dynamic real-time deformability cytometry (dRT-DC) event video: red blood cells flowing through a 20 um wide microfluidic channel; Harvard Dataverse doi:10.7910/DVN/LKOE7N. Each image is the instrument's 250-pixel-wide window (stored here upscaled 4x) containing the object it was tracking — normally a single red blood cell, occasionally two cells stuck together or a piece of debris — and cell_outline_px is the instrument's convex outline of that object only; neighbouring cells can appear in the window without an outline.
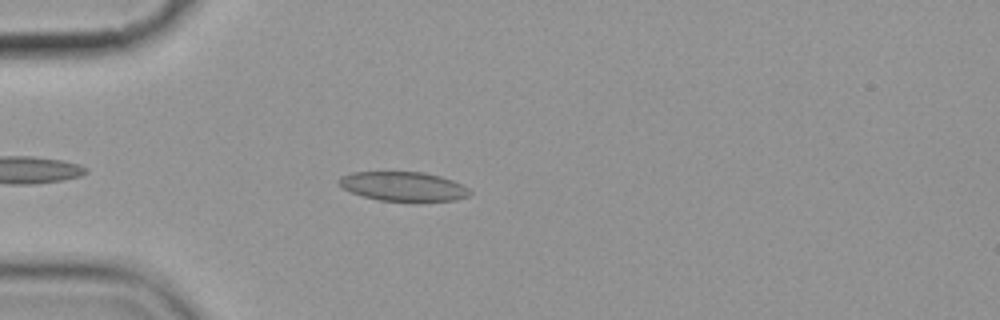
{"species": "common noctule bat (a hibernating species)", "species_latin": "Nyctalus noctula", "temperature_condition": "cold", "stored_images_in_passage": 5, "camera_frame_rate_fps": 3000, "um_per_image_px": 0.085, "animal": {"sex": "female", "body_mass_g": 19.9}, "frame": {"image": 1, "passage_image": 5, "time_ms": 4.667, "image_size_px": [1000, 320], "cell_outline_px": [[472, 192], [468, 196], [456, 200], [380, 200], [364, 196], [352, 192], [344, 188], [336, 180], [340, 176], [352, 172], [424, 172], [440, 176], [452, 180], [468, 188]], "centroid_in_image_um": [34.27, 15.82], "position_along_channel_um": 50.7, "area_um2": 21.91}}